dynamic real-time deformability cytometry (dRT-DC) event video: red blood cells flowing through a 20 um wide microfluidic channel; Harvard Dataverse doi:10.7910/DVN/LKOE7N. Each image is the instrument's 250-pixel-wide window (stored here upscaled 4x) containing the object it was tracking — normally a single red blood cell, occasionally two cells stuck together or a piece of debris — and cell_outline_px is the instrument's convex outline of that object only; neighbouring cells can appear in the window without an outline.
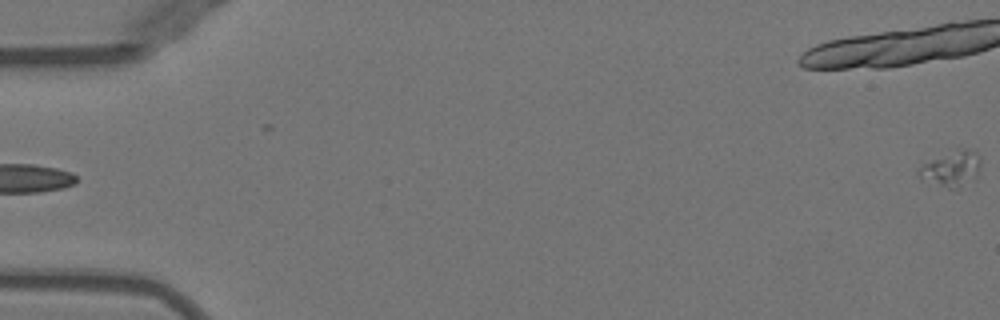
{"species": "Egyptian fruit bat (a non-hibernating species)", "species_latin": "Rousettus aegyptiacus", "temperature_condition": "warm", "stored_images_in_passage": 6, "camera_frame_rate_fps": 3000, "um_per_image_px": 0.085, "animal": {"sex": "female"}, "frame": {"image": 1, "passage_image": 1, "time_ms": 0.0, "image_size_px": [1000, 320], "cell_outline_px": [[980, 164], [976, 180], [960, 188], [948, 188], [920, 180], [920, 168], [924, 164], [956, 148], [968, 148], [976, 152], [980, 156]], "centroid_in_image_um": [80.94, 14.35], "position_along_channel_um": 4.1, "area_um2": 12.95}}